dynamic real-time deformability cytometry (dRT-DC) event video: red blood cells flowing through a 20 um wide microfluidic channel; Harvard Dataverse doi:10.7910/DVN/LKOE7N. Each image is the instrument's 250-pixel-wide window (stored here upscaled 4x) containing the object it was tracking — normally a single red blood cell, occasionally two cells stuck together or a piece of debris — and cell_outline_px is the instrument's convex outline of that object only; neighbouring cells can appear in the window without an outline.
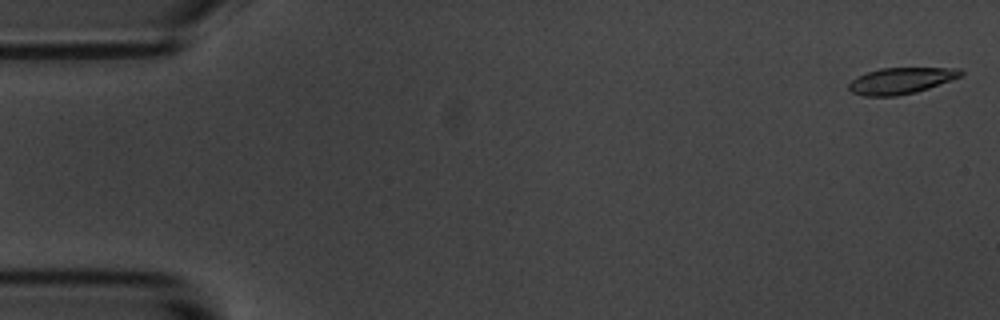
{"species": "common noctule bat (a hibernating species)", "species_latin": "Nyctalus noctula", "temperature_condition": "room temperature", "stored_images_in_passage": 15, "camera_frame_rate_fps": 3000, "um_per_image_px": 0.085, "animal": {"sex": "male", "body_mass_g": 20.1, "forearm_length_mm": 53.5}, "frame": {"image": 1, "passage_image": 1, "time_ms": 0.0, "image_size_px": [1000, 320], "cell_outline_px": [[964, 76], [916, 92], [896, 96], [864, 96], [852, 92], [848, 88], [848, 84], [852, 80], [868, 72], [880, 68], [960, 68], [964, 72]], "centroid_in_image_um": [76.63, 6.86], "position_along_channel_um": 8.4, "area_um2": 17.11}}
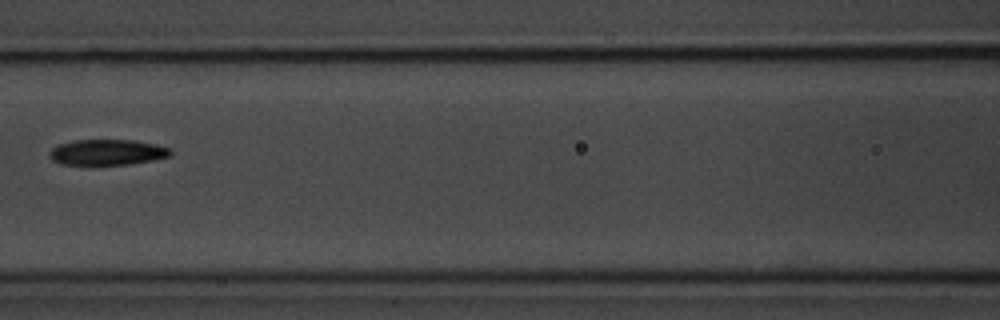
{"frame": {"image": 2, "passage_image": 7, "time_ms": 8.0, "image_size_px": [1000, 320], "cell_outline_px": [[172, 152], [168, 156], [152, 160], [128, 164], [60, 164], [52, 160], [48, 152], [56, 144], [72, 140], [136, 140], [156, 144], [168, 148]], "centroid_in_image_um": [9.06, 12.92], "position_along_channel_um": 157.5, "area_um2": 18.03}}
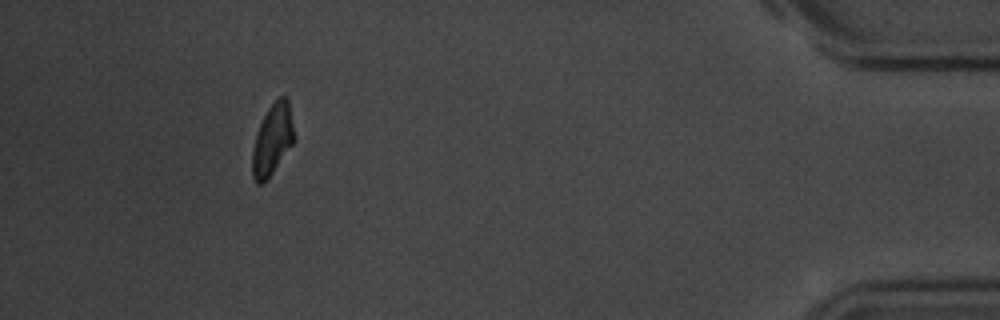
{"frame": {"image": 3, "passage_image": 14, "time_ms": 17.0, "image_size_px": [1000, 320], "cell_outline_px": [[296, 140], [272, 172], [260, 184], [256, 184], [252, 176], [252, 148], [256, 132], [268, 108], [280, 96], [288, 96], [296, 136]], "centroid_in_image_um": [23.18, 11.82], "position_along_channel_um": 412.0, "area_um2": 17.46}, "authors_computed_cell_mechanics": {"area_um2": 18.0336, "velocity_mm_per_s": 3.5212, "shape_relaxation_time_tau1_ms": 3.9124, "shape_relaxation_time_tau2_ms": null, "deformation_change_tau1": 0.1403, "deformation_change_tau2": null}}